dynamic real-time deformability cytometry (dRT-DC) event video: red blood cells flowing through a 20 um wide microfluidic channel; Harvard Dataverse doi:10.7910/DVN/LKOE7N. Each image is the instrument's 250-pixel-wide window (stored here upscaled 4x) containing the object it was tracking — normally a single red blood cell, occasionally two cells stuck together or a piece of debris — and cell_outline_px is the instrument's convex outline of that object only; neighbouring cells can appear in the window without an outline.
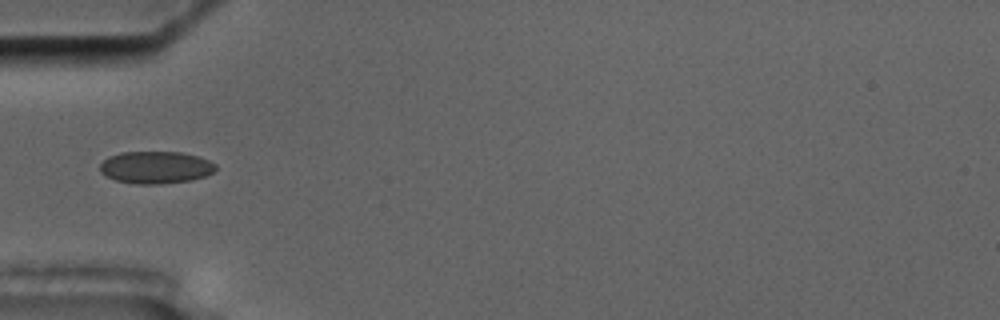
{"species": "common noctule bat (a hibernating species)", "species_latin": "Nyctalus noctula", "temperature_condition": "cold", "stored_images_in_passage": 8, "camera_frame_rate_fps": 3000, "um_per_image_px": 0.085, "animal": {"sex": "male", "body_mass_g": 17.5, "forearm_length_mm": 52.3}, "frame": {"image": 1, "passage_image": 4, "time_ms": 3.333, "image_size_px": [1000, 320], "cell_outline_px": [[216, 168], [212, 172], [204, 176], [192, 180], [160, 184], [136, 184], [116, 180], [100, 172], [100, 164], [108, 156], [120, 152], [180, 152], [196, 156], [208, 160], [216, 164]], "centroid_in_image_um": [13.21, 14.22], "position_along_channel_um": 71.8, "area_um2": 21.68}}
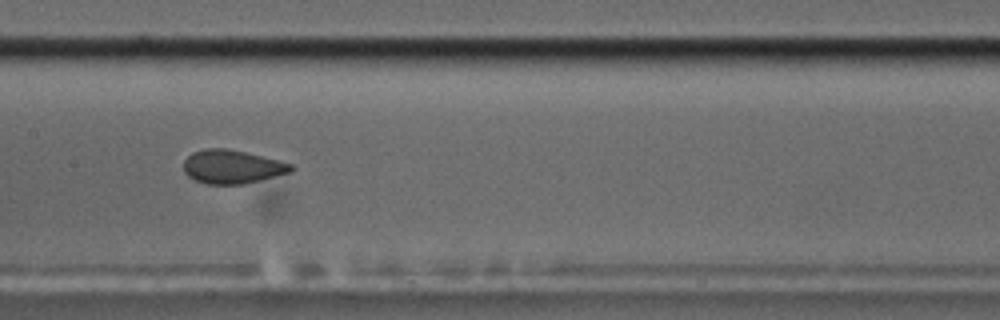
{"frame": {"image": 2, "passage_image": 7, "time_ms": 6.667, "image_size_px": [1000, 320], "cell_outline_px": [[296, 168], [292, 172], [244, 184], [204, 184], [188, 176], [184, 172], [184, 160], [192, 152], [204, 148], [228, 148], [264, 156], [280, 160], [292, 164]], "centroid_in_image_um": [19.75, 14.16], "position_along_channel_um": 187.6, "area_um2": 21.33}}
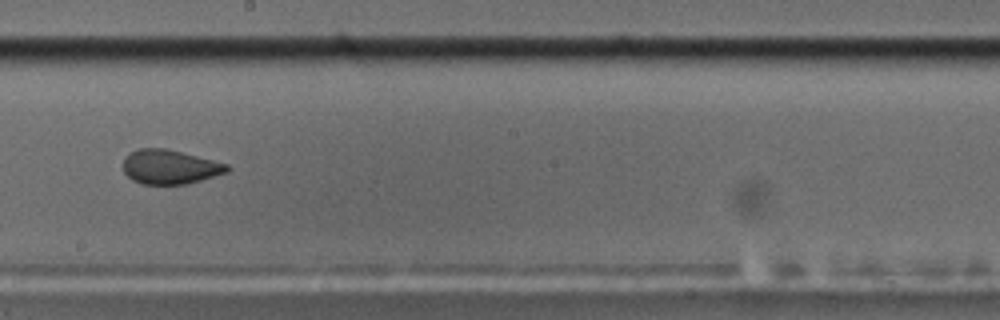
{"frame": {"image": 3, "passage_image": 8, "time_ms": 8.0, "image_size_px": [1000, 320], "cell_outline_px": [[232, 168], [228, 172], [188, 184], [144, 184], [132, 180], [124, 172], [124, 156], [140, 148], [164, 148], [228, 164]], "centroid_in_image_um": [14.45, 14.2], "position_along_channel_um": 233.7, "area_um2": 20.63}}